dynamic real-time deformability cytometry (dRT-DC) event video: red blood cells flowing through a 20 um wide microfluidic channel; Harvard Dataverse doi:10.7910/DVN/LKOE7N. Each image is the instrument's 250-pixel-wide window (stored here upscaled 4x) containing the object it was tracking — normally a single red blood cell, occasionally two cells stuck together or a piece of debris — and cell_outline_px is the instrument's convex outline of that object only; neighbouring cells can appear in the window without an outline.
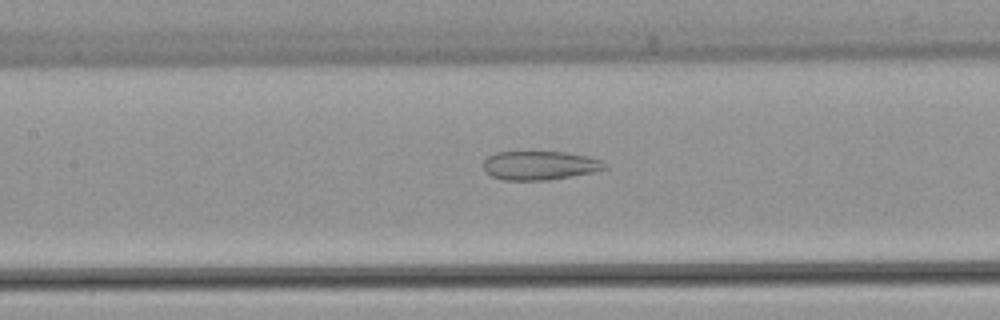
{"species": "common noctule bat (a hibernating species)", "species_latin": "Nyctalus noctula", "temperature_condition": "warm", "stored_images_in_passage": 48, "segment_of_instrument_passage": [1, 2], "camera_frame_rate_fps": 3000, "um_per_image_px": 0.085, "animal": {"sex": "female", "body_mass_g": 22.7, "forearm_length_mm": 54.2}, "frame": {"image": 1, "passage_image": 23, "time_ms": 7.333, "image_size_px": [1000, 320], "cell_outline_px": [[608, 168], [596, 172], [548, 180], [504, 180], [492, 176], [484, 168], [484, 160], [488, 156], [496, 152], [564, 152], [588, 156], [600, 160], [608, 164]], "centroid_in_image_um": [45.94, 14.06], "position_along_channel_um": 161.5, "area_um2": 20.46}}
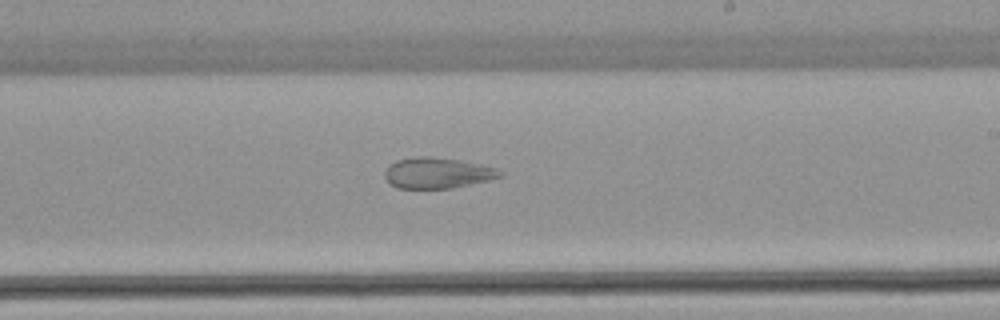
{"frame": {"image": 2, "passage_image": 30, "time_ms": 9.667, "image_size_px": [1000, 320], "cell_outline_px": [[504, 176], [488, 180], [452, 188], [396, 188], [388, 184], [384, 176], [384, 172], [388, 164], [396, 160], [416, 156], [428, 156], [460, 160], [496, 168], [504, 172]], "centroid_in_image_um": [37.13, 14.7], "position_along_channel_um": 251.9, "area_um2": 20.87}}
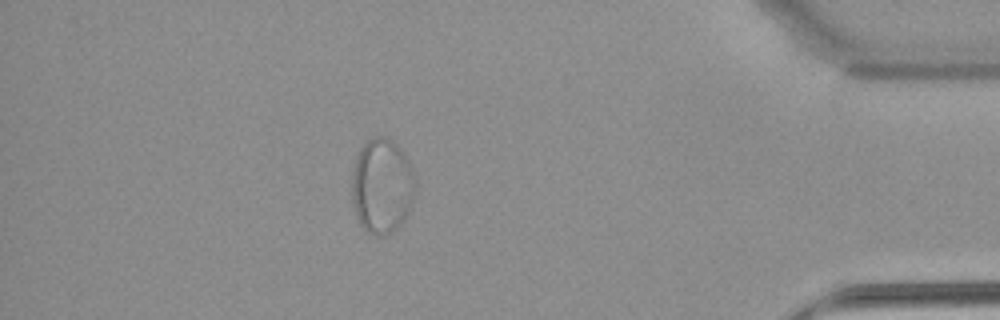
{"frame": {"image": 3, "passage_image": 45, "time_ms": 14.667, "image_size_px": [1000, 320], "cell_outline_px": [[416, 184], [412, 200], [408, 212], [404, 220], [400, 224], [384, 236], [376, 236], [368, 232], [360, 224], [356, 216], [352, 204], [352, 172], [360, 148], [368, 140], [376, 136], [384, 136], [392, 140], [404, 152], [408, 160], [416, 180]], "centroid_in_image_um": [32.46, 15.8], "position_along_channel_um": 402.7, "area_um2": 35.14}}